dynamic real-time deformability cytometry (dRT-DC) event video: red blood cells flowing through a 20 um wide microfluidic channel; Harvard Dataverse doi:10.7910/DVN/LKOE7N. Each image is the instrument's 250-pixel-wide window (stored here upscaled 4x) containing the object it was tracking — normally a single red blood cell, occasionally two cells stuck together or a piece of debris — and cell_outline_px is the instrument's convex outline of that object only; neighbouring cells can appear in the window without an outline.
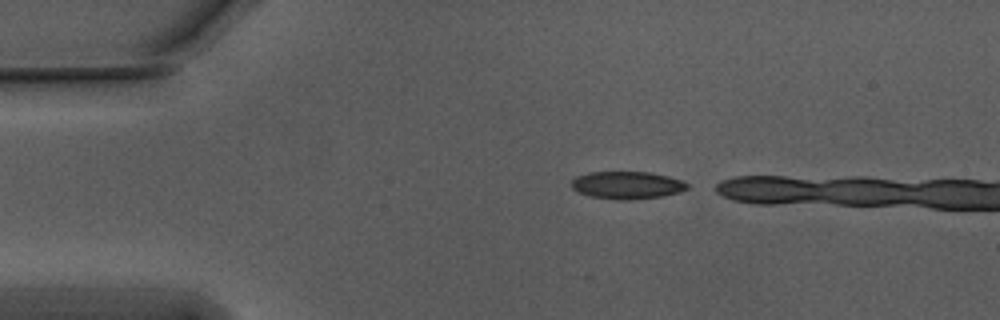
{"species": "Egyptian fruit bat (a non-hibernating species)", "species_latin": "Rousettus aegyptiacus", "temperature_condition": "warm", "stored_images_in_passage": 7, "camera_frame_rate_fps": 3000, "um_per_image_px": 0.085, "animal": {"sex": "male"}, "frame": {"image": 1, "passage_image": 1, "time_ms": 0.0, "image_size_px": [1000, 320], "cell_outline_px": [[688, 188], [680, 192], [660, 196], [632, 200], [620, 200], [592, 196], [580, 192], [572, 188], [572, 180], [576, 176], [588, 172], [648, 172], [668, 176], [680, 180], [688, 184]], "centroid_in_image_um": [53.3, 15.73], "position_along_channel_um": 31.7, "area_um2": 18.38}}